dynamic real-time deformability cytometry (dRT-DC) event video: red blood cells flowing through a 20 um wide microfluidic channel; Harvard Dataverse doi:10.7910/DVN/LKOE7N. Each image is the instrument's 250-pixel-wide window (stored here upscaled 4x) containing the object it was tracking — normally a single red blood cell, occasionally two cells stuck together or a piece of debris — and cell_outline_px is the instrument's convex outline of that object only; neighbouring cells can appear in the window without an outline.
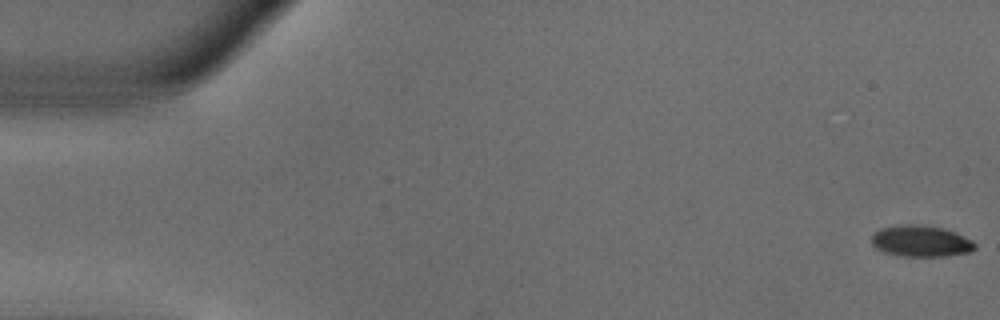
{"species": "common noctule bat (a hibernating species)", "species_latin": "Nyctalus noctula", "temperature_condition": "warm", "stored_images_in_passage": 13, "camera_frame_rate_fps": 3000, "um_per_image_px": 0.085, "animal": {"sex": "male", "body_mass_g": 18.8}, "frame": {"image": 1, "passage_image": 1, "time_ms": 0.0, "image_size_px": [1000, 320], "cell_outline_px": [[976, 248], [972, 252], [944, 256], [900, 256], [884, 252], [876, 248], [872, 244], [872, 236], [880, 228], [900, 224], [920, 224], [944, 228], [956, 232], [972, 240], [976, 244]], "centroid_in_image_um": [78.3, 20.49], "position_along_channel_um": 6.7, "area_um2": 19.07}}
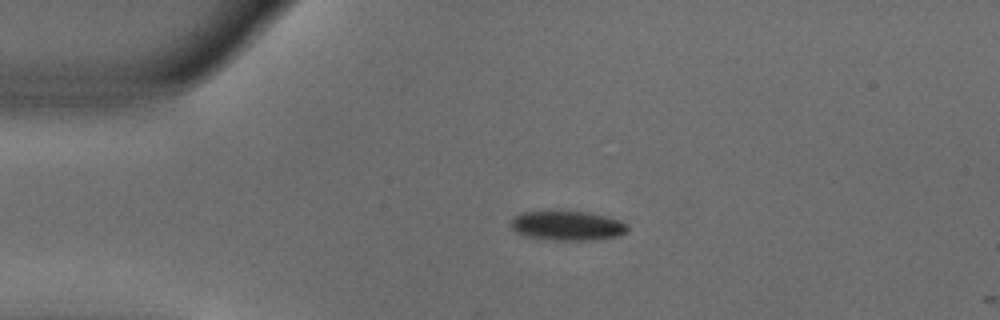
{"frame": {"image": 2, "passage_image": 12, "time_ms": 3.667, "image_size_px": [1000, 320], "cell_outline_px": [[628, 228], [624, 232], [616, 236], [592, 240], [552, 240], [524, 236], [516, 232], [508, 224], [520, 212], [588, 212], [608, 216], [620, 220], [628, 224]], "centroid_in_image_um": [48.21, 19.19], "position_along_channel_um": 36.8, "area_um2": 19.94}}